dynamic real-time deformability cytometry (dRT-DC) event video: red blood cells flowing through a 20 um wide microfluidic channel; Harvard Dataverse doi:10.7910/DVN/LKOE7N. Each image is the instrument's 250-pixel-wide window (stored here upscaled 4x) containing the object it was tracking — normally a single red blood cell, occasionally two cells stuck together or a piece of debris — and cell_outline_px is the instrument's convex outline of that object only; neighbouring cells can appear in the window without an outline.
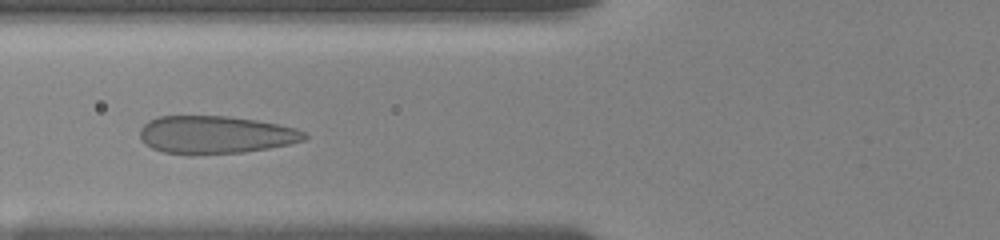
{"species": "human", "species_latin": "Homo sapiens", "temperature_condition": "room temperature", "stored_images_in_passage": 42, "camera_frame_rate_fps": 3000, "um_per_image_px": 0.085, "donor": {"sex": "female"}, "frame": {"image": 1, "passage_image": 13, "time_ms": 5.667, "image_size_px": [1000, 240], "cell_outline_px": [[308, 136], [304, 140], [288, 144], [268, 148], [244, 152], [192, 156], [188, 156], [164, 152], [152, 148], [144, 144], [140, 136], [140, 128], [148, 120], [156, 116], [228, 116], [256, 120], [296, 128], [304, 132]], "centroid_in_image_um": [18.26, 11.47], "position_along_channel_um": 107.5, "area_um2": 36.65}}
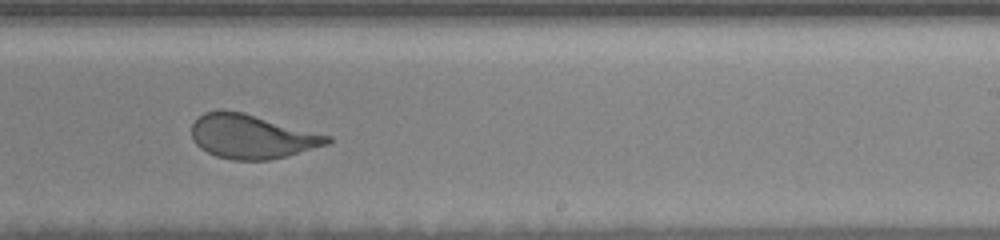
{"frame": {"image": 2, "passage_image": 24, "time_ms": 10.0, "image_size_px": [1000, 240], "cell_outline_px": [[332, 140], [328, 144], [288, 156], [268, 160], [232, 160], [216, 156], [200, 148], [192, 140], [192, 124], [204, 112], [220, 108], [244, 112], [332, 136]], "centroid_in_image_um": [21.4, 11.59], "position_along_channel_um": 267.6, "area_um2": 35.2}}
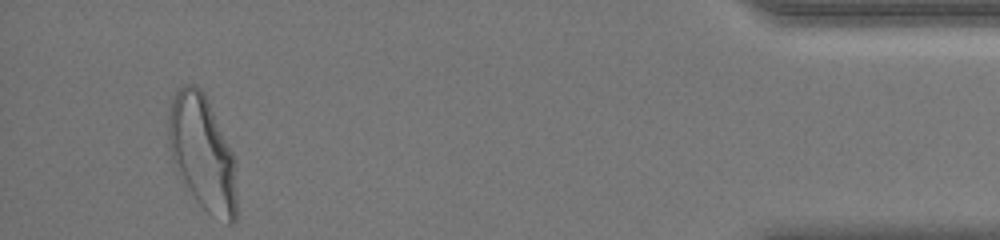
{"frame": {"image": 3, "passage_image": 41, "time_ms": 15.667, "image_size_px": [1000, 240], "cell_outline_px": [[236, 220], [232, 224], [228, 224], [212, 216], [196, 200], [176, 172], [168, 148], [168, 112], [176, 88], [180, 84], [196, 84], [204, 92], [208, 100], [236, 160]], "centroid_in_image_um": [17.19, 12.98], "position_along_channel_um": 418.0, "area_um2": 46.36}, "authors_computed_cell_mechanics": {"area_um2": 38.0613, "velocity_mm_per_s": 3.6949, "shape_relaxation_time_tau1_ms": 5.1996, "shape_relaxation_time_tau2_ms": null, "deformation_change_tau1": 0.1758, "deformation_change_tau2": null}}